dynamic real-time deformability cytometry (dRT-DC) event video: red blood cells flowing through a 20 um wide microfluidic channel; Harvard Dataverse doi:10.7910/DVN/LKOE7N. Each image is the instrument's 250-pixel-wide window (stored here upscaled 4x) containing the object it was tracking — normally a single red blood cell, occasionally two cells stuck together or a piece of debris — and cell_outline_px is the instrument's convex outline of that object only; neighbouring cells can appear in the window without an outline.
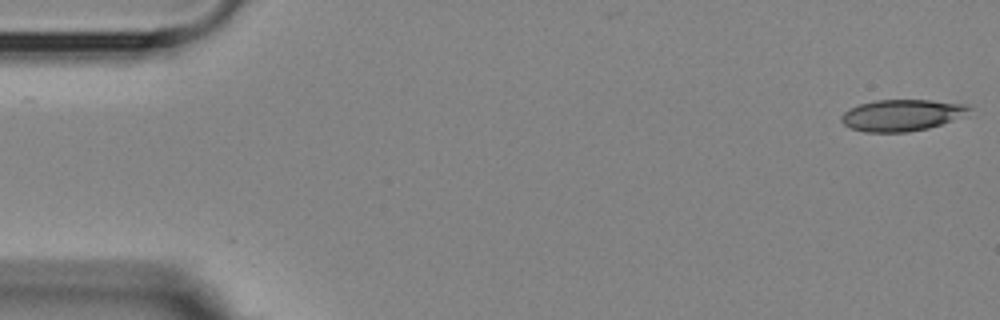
{"species": "Egyptian fruit bat (a non-hibernating species)", "species_latin": "Rousettus aegyptiacus", "temperature_condition": "room temperature", "stored_images_in_passage": 2, "camera_frame_rate_fps": 3000, "um_per_image_px": 0.085, "animal": {"sex": "female"}, "frame": {"image": 1, "passage_image": 2, "time_ms": 1.333, "image_size_px": [1000, 320], "cell_outline_px": [[972, 108], [952, 120], [928, 128], [908, 132], [864, 132], [852, 128], [844, 124], [840, 120], [840, 116], [844, 112], [860, 104], [876, 100], [932, 100], [968, 104]], "centroid_in_image_um": [76.62, 9.79], "position_along_channel_um": 8.4, "area_um2": 23.18}}